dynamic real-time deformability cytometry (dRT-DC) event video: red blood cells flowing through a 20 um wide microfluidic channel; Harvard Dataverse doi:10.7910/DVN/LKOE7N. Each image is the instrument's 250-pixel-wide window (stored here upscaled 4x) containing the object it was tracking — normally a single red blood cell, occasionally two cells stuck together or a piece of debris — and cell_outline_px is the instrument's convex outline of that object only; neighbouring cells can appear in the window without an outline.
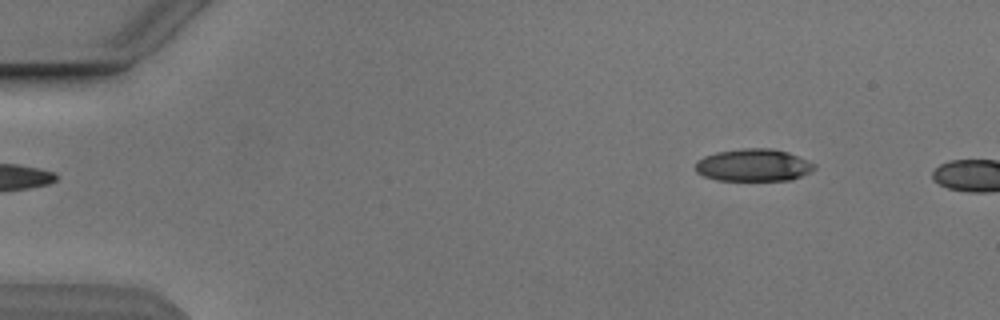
{"species": "Egyptian fruit bat (a non-hibernating species)", "species_latin": "Rousettus aegyptiacus", "temperature_condition": "cold", "stored_images_in_passage": 6, "segment_of_instrument_passage": [2, 2], "camera_frame_rate_fps": 3000, "um_per_image_px": 0.085, "animal": {"sex": "male"}, "frame": {"image": 1, "passage_image": 6, "time_ms": 6.0, "image_size_px": [1000, 320], "cell_outline_px": [[816, 168], [812, 172], [792, 180], [716, 180], [704, 176], [696, 172], [696, 160], [704, 156], [716, 152], [740, 148], [772, 148], [788, 152], [816, 164]], "centroid_in_image_um": [64.06, 14.03], "position_along_channel_um": 20.9, "area_um2": 22.66}}